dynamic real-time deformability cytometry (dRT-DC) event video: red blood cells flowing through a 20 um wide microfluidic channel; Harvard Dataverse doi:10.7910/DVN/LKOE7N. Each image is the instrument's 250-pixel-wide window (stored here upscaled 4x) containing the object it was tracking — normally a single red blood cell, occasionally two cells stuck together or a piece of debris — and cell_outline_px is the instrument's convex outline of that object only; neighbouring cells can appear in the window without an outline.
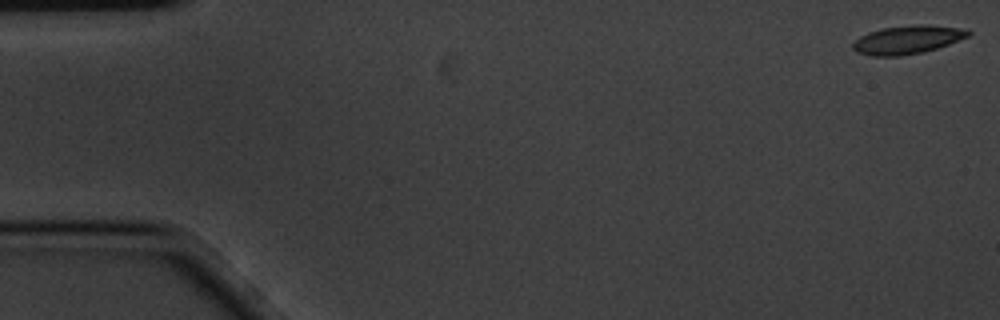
{"species": "common noctule bat (a hibernating species)", "species_latin": "Nyctalus noctula", "temperature_condition": "cold", "stored_images_in_passage": 11, "camera_frame_rate_fps": 3000, "um_per_image_px": 0.085, "animal": {"sex": "male", "body_mass_g": 20.1, "forearm_length_mm": 53.5}, "frame": {"image": 1, "passage_image": 1, "time_ms": 0.0, "image_size_px": [1000, 320], "cell_outline_px": [[972, 32], [968, 36], [948, 44], [924, 52], [900, 56], [872, 56], [856, 52], [852, 48], [852, 44], [860, 36], [868, 32], [880, 28], [916, 24], [928, 24], [968, 28]], "centroid_in_image_um": [77.15, 3.36], "position_along_channel_um": 7.9, "area_um2": 19.36}}
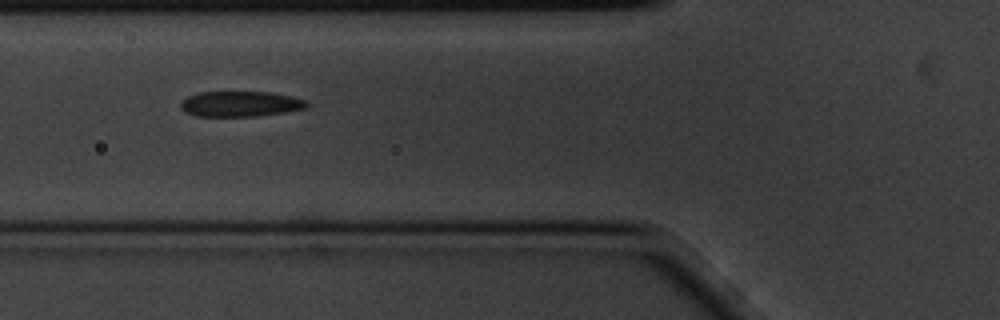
{"frame": {"image": 2, "passage_image": 6, "time_ms": 1.667, "image_size_px": [1000, 320], "cell_outline_px": [[308, 104], [304, 108], [284, 112], [256, 116], [196, 116], [184, 112], [180, 108], [180, 104], [188, 96], [200, 92], [268, 92], [292, 96], [308, 100]], "centroid_in_image_um": [20.42, 8.83], "position_along_channel_um": 105.4, "area_um2": 18.61}}
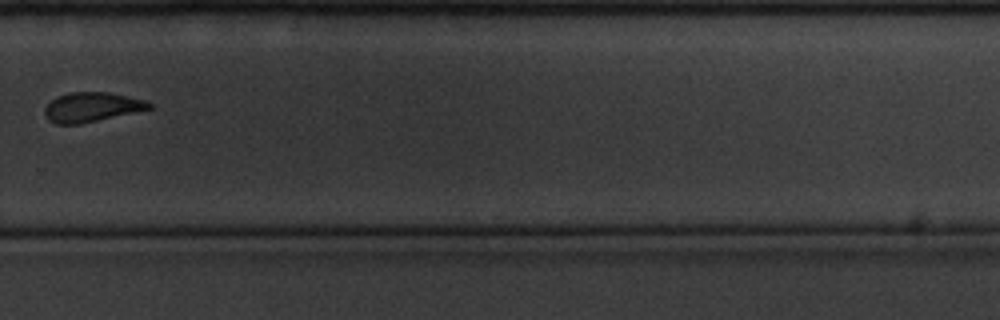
{"frame": {"image": 3, "passage_image": 11, "time_ms": 3.333, "image_size_px": [1000, 320], "cell_outline_px": [[152, 108], [80, 124], [56, 124], [48, 120], [44, 116], [44, 108], [52, 100], [68, 92], [108, 92], [144, 100], [152, 104]], "centroid_in_image_um": [7.75, 9.11], "position_along_channel_um": 322.0, "area_um2": 17.74}}